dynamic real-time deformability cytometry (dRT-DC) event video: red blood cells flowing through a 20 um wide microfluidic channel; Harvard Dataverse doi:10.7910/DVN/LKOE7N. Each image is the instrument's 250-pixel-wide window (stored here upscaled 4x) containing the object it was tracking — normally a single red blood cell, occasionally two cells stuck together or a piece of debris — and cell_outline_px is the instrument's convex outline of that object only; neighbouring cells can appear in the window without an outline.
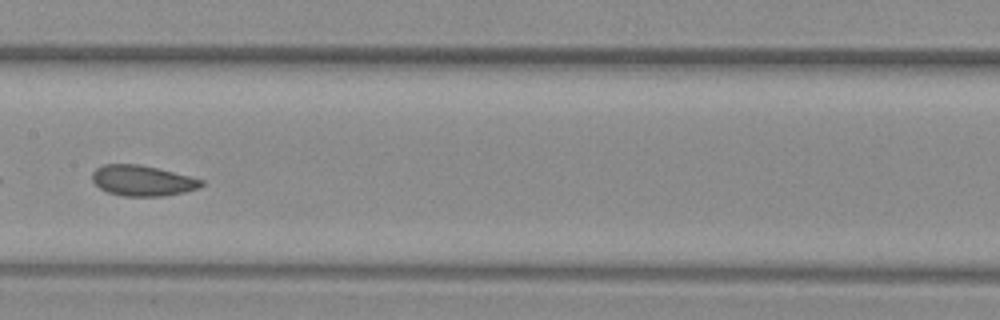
{"species": "common noctule bat (a hibernating species)", "species_latin": "Nyctalus noctula", "temperature_condition": "warm", "stored_images_in_passage": 6, "camera_frame_rate_fps": 3000, "um_per_image_px": 0.085, "animal": {"sex": "female", "body_mass_g": 29.2, "forearm_length_mm": 56.3}, "frame": {"image": 1, "passage_image": 5, "time_ms": 1.333, "image_size_px": [1000, 320], "cell_outline_px": [[204, 184], [200, 188], [184, 192], [164, 196], [124, 196], [108, 192], [100, 188], [92, 180], [92, 172], [96, 168], [104, 164], [140, 164], [192, 176], [204, 180]], "centroid_in_image_um": [12.14, 15.35], "position_along_channel_um": 195.3, "area_um2": 19.59}}
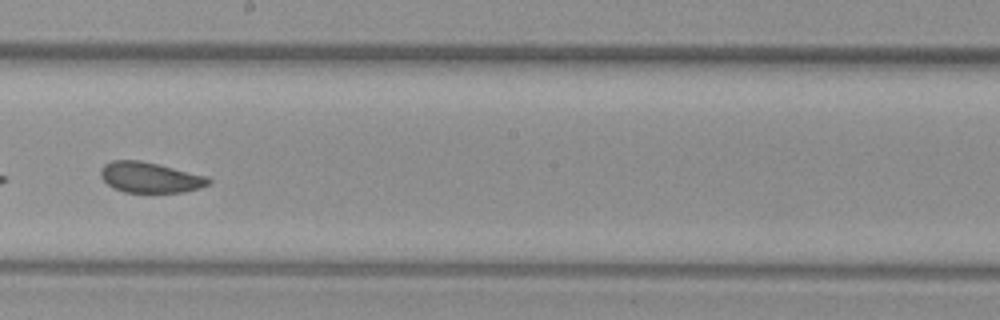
{"frame": {"image": 2, "passage_image": 6, "time_ms": 1.667, "image_size_px": [1000, 320], "cell_outline_px": [[212, 184], [200, 188], [184, 192], [124, 192], [112, 188], [100, 176], [100, 168], [104, 164], [112, 160], [140, 160], [208, 176], [212, 180]], "centroid_in_image_um": [12.77, 15.08], "position_along_channel_um": 235.4, "area_um2": 19.36}}